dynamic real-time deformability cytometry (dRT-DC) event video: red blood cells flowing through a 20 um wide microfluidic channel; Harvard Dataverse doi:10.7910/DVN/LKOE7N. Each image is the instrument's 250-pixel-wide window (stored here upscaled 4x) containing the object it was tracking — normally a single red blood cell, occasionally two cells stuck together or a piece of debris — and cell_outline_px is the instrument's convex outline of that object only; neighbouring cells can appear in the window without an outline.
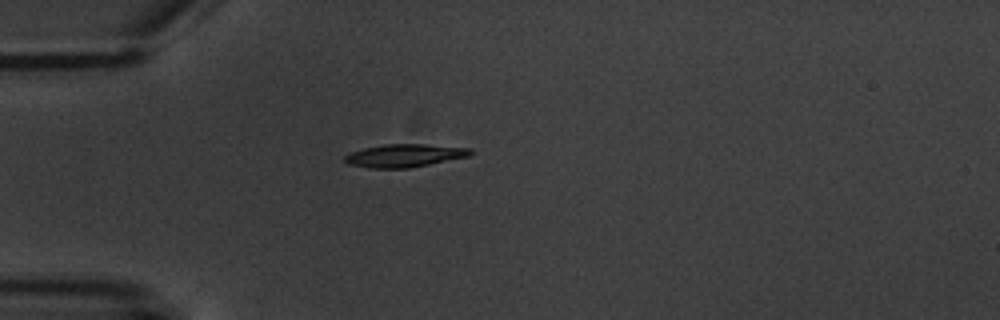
{"species": "common noctule bat (a hibernating species)", "species_latin": "Nyctalus noctula", "temperature_condition": "warm", "stored_images_in_passage": 1, "camera_frame_rate_fps": 3000, "um_per_image_px": 0.085, "animal": {"sex": "male", "body_mass_g": 20.1, "forearm_length_mm": 53.5}, "frame": {"image": 1, "passage_image": 1, "time_ms": 0.0, "image_size_px": [1000, 320], "cell_outline_px": [[476, 152], [468, 156], [408, 168], [372, 168], [348, 164], [344, 160], [344, 156], [348, 152], [364, 148], [384, 144], [424, 144], [472, 148]], "centroid_in_image_um": [34.37, 13.21], "position_along_channel_um": 50.6, "area_um2": 16.82}}